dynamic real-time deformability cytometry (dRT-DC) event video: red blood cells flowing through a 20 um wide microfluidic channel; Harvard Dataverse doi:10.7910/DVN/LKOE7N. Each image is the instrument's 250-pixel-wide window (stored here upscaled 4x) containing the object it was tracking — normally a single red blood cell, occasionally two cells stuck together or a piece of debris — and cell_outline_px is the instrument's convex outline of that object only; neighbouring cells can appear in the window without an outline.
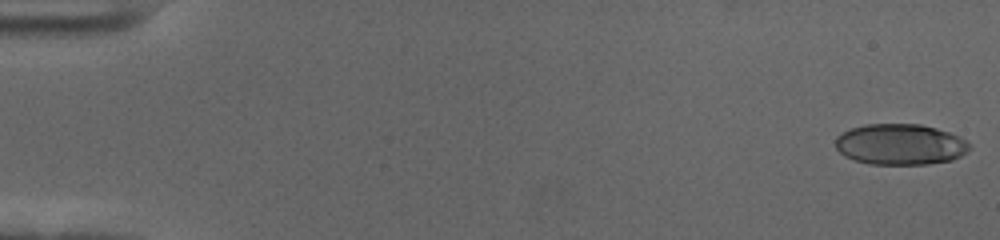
{"species": "human", "species_latin": "Homo sapiens", "temperature_condition": "cold", "stored_images_in_passage": 57, "camera_frame_rate_fps": 3000, "um_per_image_px": 0.085, "donor": {"sex": "female"}, "frame": {"image": 1, "passage_image": 1, "time_ms": 0.0, "image_size_px": [1000, 240], "cell_outline_px": [[968, 148], [960, 156], [952, 160], [928, 164], [868, 164], [844, 156], [836, 148], [836, 136], [852, 128], [864, 124], [920, 124], [936, 128], [960, 136], [968, 144]], "centroid_in_image_um": [76.49, 12.27], "position_along_channel_um": 8.5, "area_um2": 31.73}}
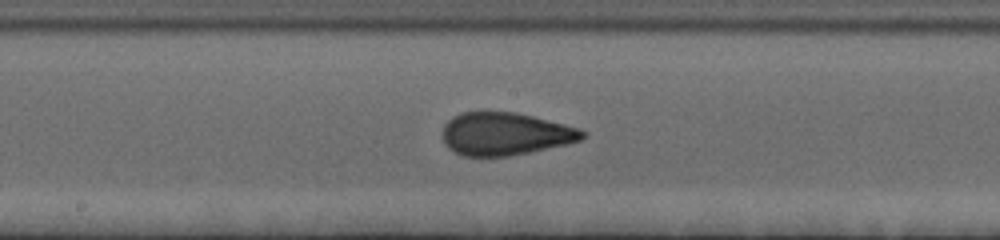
{"frame": {"image": 2, "passage_image": 31, "time_ms": 10.0, "image_size_px": [1000, 240], "cell_outline_px": [[588, 136], [580, 140], [568, 144], [508, 156], [464, 156], [448, 148], [444, 144], [444, 124], [452, 116], [460, 112], [516, 112], [580, 128], [588, 132]], "centroid_in_image_um": [42.97, 11.37], "position_along_channel_um": 205.2, "area_um2": 34.85}}
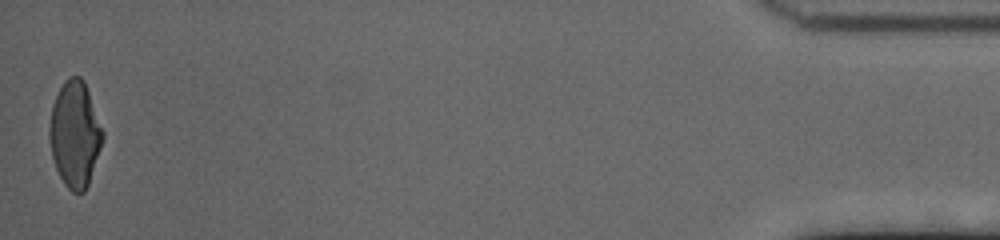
{"frame": {"image": 3, "passage_image": 57, "time_ms": 18.667, "image_size_px": [1000, 240], "cell_outline_px": [[104, 136], [88, 184], [84, 192], [72, 192], [64, 184], [56, 168], [52, 156], [48, 136], [48, 128], [52, 104], [64, 80], [68, 76], [80, 76], [84, 80], [104, 132]], "centroid_in_image_um": [6.35, 11.38], "position_along_channel_um": 428.9, "area_um2": 32.77}, "authors_computed_cell_mechanics": {"area_um2": 33.6396, "velocity_mm_per_s": 3.5681, "shape_relaxation_time_tau1_ms": 4.4443, "shape_relaxation_time_tau2_ms": 1.0619, "deformation_change_tau1": 0.163, "deformation_change_tau2": 0.0707}}